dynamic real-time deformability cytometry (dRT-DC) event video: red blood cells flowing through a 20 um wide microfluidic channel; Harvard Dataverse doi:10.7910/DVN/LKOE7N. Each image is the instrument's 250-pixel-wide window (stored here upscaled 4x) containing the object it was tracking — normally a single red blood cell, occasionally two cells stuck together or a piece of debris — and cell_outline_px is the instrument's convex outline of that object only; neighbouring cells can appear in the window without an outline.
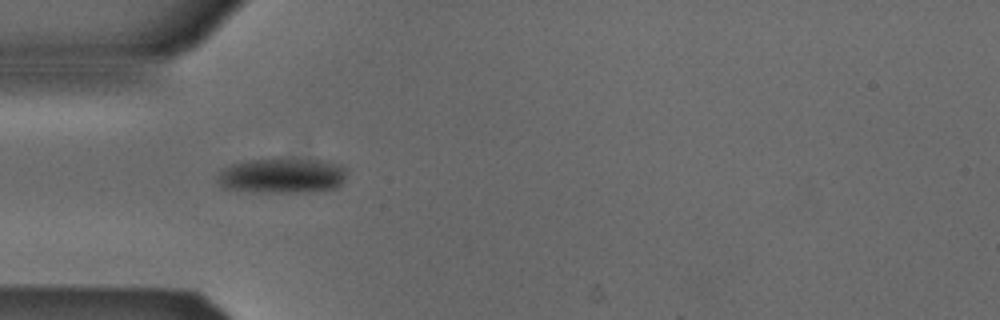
{"species": "Egyptian fruit bat (a non-hibernating species)", "species_latin": "Rousettus aegyptiacus", "temperature_condition": "cold", "stored_images_in_passage": 35, "camera_frame_rate_fps": 3000, "um_per_image_px": 0.085, "animal": {"sex": "male"}, "frame": {"image": 1, "passage_image": 1, "time_ms": 0.0, "image_size_px": [1000, 320], "cell_outline_px": [[348, 168], [344, 180], [336, 188], [308, 192], [256, 192], [224, 188], [220, 184], [216, 176], [224, 168], [232, 164], [248, 160], [280, 156], [320, 160], [340, 164]], "centroid_in_image_um": [24.01, 14.89], "position_along_channel_um": 61.0, "area_um2": 27.28}}
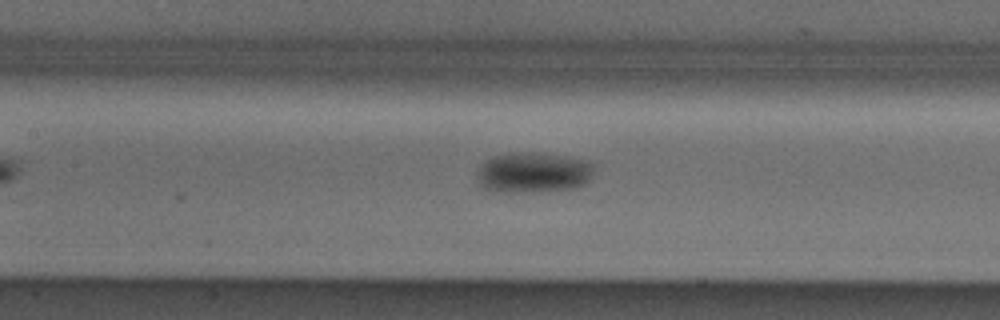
{"frame": {"image": 2, "passage_image": 9, "time_ms": 2.667, "image_size_px": [1000, 320], "cell_outline_px": [[592, 172], [588, 180], [584, 184], [576, 188], [536, 192], [504, 192], [484, 188], [480, 184], [476, 176], [480, 168], [488, 160], [496, 156], [520, 152], [564, 156], [592, 160]], "centroid_in_image_um": [45.37, 14.68], "position_along_channel_um": 162.0, "area_um2": 27.22}}
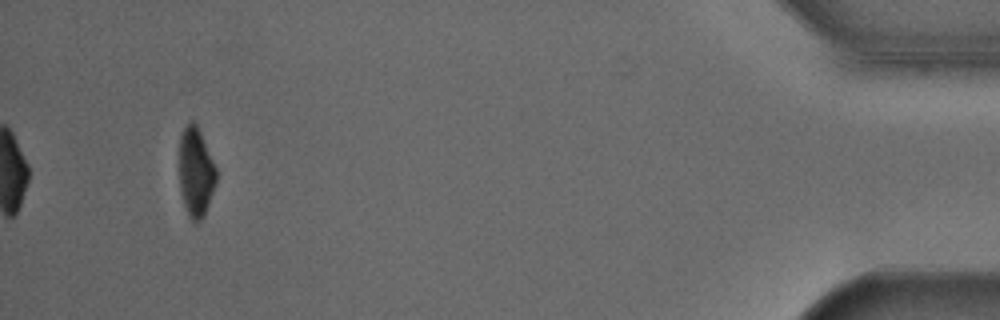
{"frame": {"image": 3, "passage_image": 35, "time_ms": 11.333, "image_size_px": [1000, 320], "cell_outline_px": [[216, 180], [204, 216], [200, 220], [192, 220], [188, 216], [184, 204], [180, 188], [180, 132], [192, 120], [196, 124], [200, 132], [216, 168]], "centroid_in_image_um": [16.63, 14.62], "position_along_channel_um": 418.6, "area_um2": 18.73}, "authors_computed_cell_mechanics": {"area_um2": 24.7962, "velocity_mm_per_s": 3.8734, "shape_relaxation_time_tau1_ms": 2.1454, "shape_relaxation_time_tau2_ms": null, "deformation_change_tau1": 0.0983, "deformation_change_tau2": null}}